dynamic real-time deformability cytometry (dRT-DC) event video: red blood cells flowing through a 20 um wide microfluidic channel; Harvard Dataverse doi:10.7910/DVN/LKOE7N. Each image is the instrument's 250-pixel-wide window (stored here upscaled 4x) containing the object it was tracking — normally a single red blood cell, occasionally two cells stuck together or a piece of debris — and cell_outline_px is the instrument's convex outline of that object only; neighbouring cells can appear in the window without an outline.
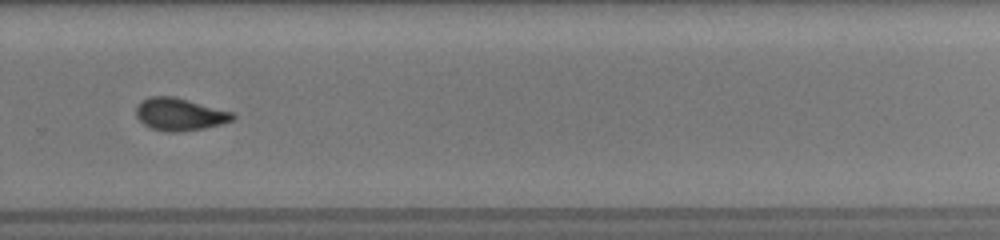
{"species": "common noctule bat (a hibernating species)", "species_latin": "Nyctalus noctula", "temperature_condition": "room temperature", "stored_images_in_passage": 38, "segment_of_instrument_passage": [2, 2], "camera_frame_rate_fps": 3000, "um_per_image_px": 0.085, "animal": {"sex": "female", "body_mass_g": 19.5, "forearm_length_mm": 54.1}, "frame": {"image": 1, "passage_image": 26, "time_ms": 12.0, "image_size_px": [1000, 240], "cell_outline_px": [[236, 116], [232, 120], [220, 124], [204, 128], [180, 132], [168, 132], [152, 128], [144, 124], [136, 116], [136, 104], [148, 96], [172, 96], [236, 112]], "centroid_in_image_um": [15.28, 9.7], "position_along_channel_um": 314.5, "area_um2": 18.38}}
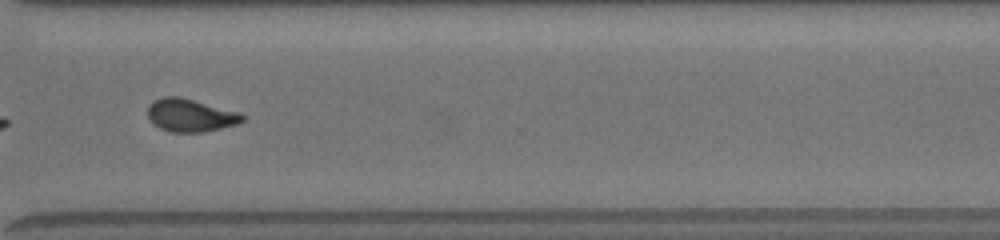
{"frame": {"image": 2, "passage_image": 29, "time_ms": 13.0, "image_size_px": [1000, 240], "cell_outline_px": [[244, 120], [236, 124], [204, 132], [172, 132], [160, 128], [152, 124], [148, 116], [148, 104], [152, 100], [164, 96], [180, 96], [240, 112], [244, 116]], "centroid_in_image_um": [16.15, 9.78], "position_along_channel_um": 354.4, "area_um2": 18.26}}